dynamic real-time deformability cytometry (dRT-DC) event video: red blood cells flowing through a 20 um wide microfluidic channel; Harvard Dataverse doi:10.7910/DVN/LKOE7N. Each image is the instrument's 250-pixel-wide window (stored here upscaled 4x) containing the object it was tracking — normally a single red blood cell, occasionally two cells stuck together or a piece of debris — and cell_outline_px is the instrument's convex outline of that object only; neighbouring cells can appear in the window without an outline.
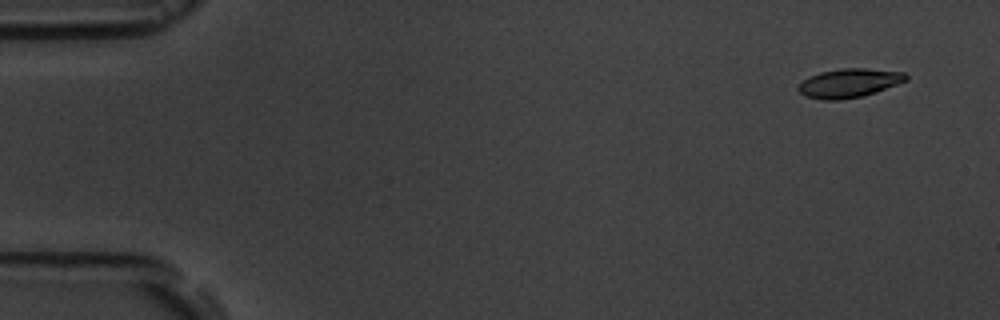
{"species": "common noctule bat (a hibernating species)", "species_latin": "Nyctalus noctula", "temperature_condition": "room temperature", "stored_images_in_passage": 5, "camera_frame_rate_fps": 3000, "um_per_image_px": 0.085, "animal": {"sex": "male", "body_mass_g": 19.5, "forearm_length_mm": 54.6}, "frame": {"image": 1, "passage_image": 1, "time_ms": 0.0, "image_size_px": [1000, 320], "cell_outline_px": [[908, 80], [876, 92], [864, 96], [840, 100], [820, 100], [808, 96], [800, 92], [796, 88], [804, 80], [820, 72], [840, 68], [868, 68], [904, 72], [908, 76]], "centroid_in_image_um": [72.21, 7.06], "position_along_channel_um": 12.8, "area_um2": 18.15}}
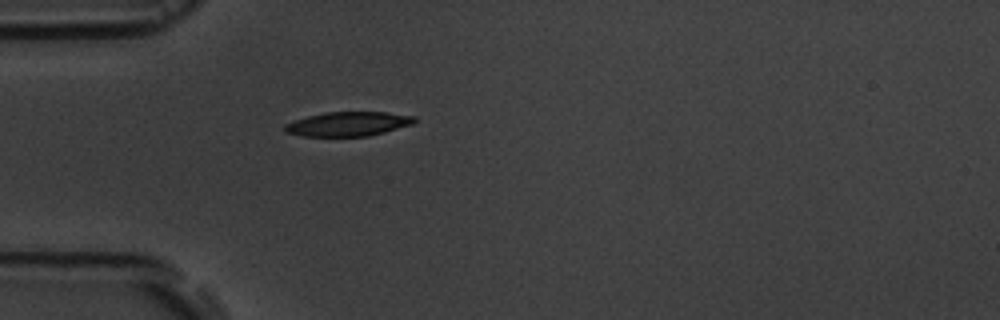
{"frame": {"image": 2, "passage_image": 5, "time_ms": 4.333, "image_size_px": [1000, 320], "cell_outline_px": [[416, 120], [412, 124], [384, 132], [368, 136], [304, 136], [284, 132], [284, 124], [308, 116], [324, 112], [384, 112], [416, 116]], "centroid_in_image_um": [29.58, 10.53], "position_along_channel_um": 55.4, "area_um2": 18.26}}